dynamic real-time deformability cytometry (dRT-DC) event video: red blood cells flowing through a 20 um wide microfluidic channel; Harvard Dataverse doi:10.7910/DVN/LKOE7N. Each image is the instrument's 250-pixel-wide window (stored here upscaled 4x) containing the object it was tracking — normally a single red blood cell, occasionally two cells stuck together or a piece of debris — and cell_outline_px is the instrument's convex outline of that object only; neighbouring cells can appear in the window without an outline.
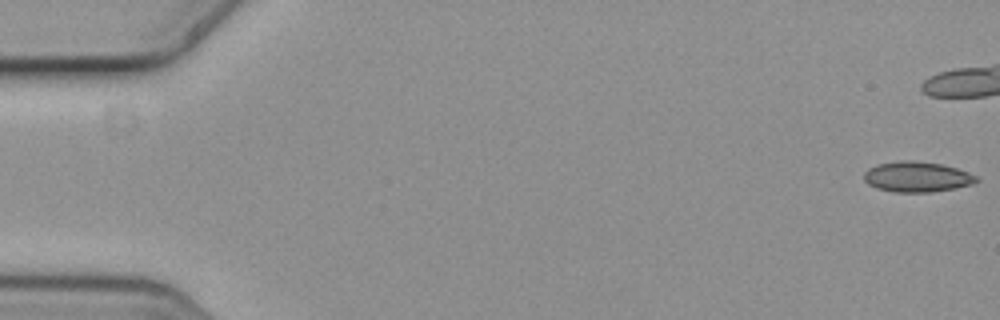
{"species": "common noctule bat (a hibernating species)", "species_latin": "Nyctalus noctula", "temperature_condition": "cold", "stored_images_in_passage": 7, "camera_frame_rate_fps": 3000, "um_per_image_px": 0.085, "animal": {"sex": "female", "body_mass_g": 19.3, "forearm_length_mm": 54.1}, "frame": {"image": 1, "passage_image": 1, "time_ms": 0.0, "image_size_px": [1000, 320], "cell_outline_px": [[980, 180], [972, 184], [932, 192], [896, 192], [876, 188], [868, 184], [864, 180], [864, 172], [868, 168], [876, 164], [900, 160], [912, 160], [940, 164], [956, 168], [968, 172], [976, 176]], "centroid_in_image_um": [77.91, 15.02], "position_along_channel_um": 7.1, "area_um2": 19.88}}
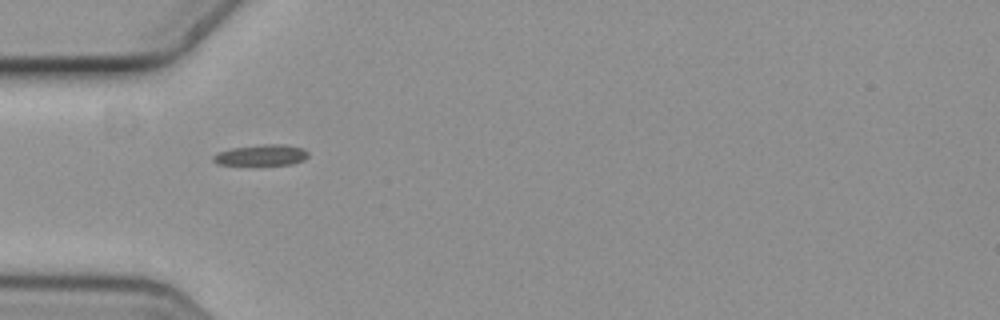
{"frame": {"image": 2, "passage_image": 6, "time_ms": 1.667, "image_size_px": [1000, 320], "cell_outline_px": [[308, 156], [304, 160], [292, 164], [216, 164], [212, 160], [212, 156], [216, 152], [232, 148], [264, 144], [284, 144], [304, 148], [308, 152]], "centroid_in_image_um": [22.22, 13.17], "position_along_channel_um": 62.8, "area_um2": 11.56}}
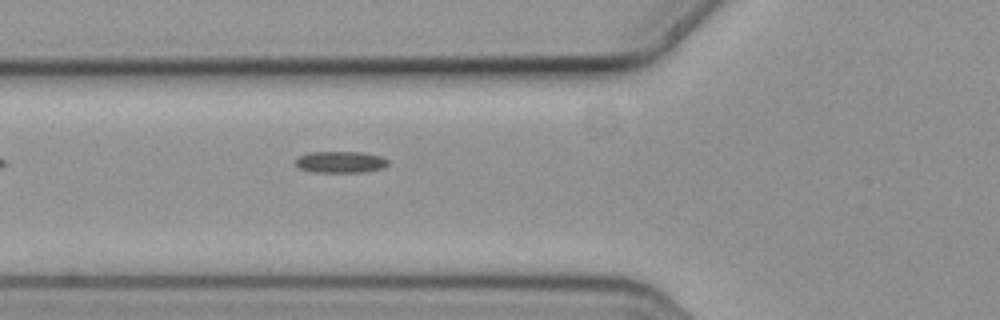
{"frame": {"image": 3, "passage_image": 7, "time_ms": 2.0, "image_size_px": [1000, 320], "cell_outline_px": [[388, 164], [384, 168], [364, 172], [316, 172], [300, 168], [296, 164], [296, 160], [300, 156], [312, 152], [364, 152], [380, 156], [388, 160]], "centroid_in_image_um": [29.0, 13.77], "position_along_channel_um": 96.8, "area_um2": 11.5}}